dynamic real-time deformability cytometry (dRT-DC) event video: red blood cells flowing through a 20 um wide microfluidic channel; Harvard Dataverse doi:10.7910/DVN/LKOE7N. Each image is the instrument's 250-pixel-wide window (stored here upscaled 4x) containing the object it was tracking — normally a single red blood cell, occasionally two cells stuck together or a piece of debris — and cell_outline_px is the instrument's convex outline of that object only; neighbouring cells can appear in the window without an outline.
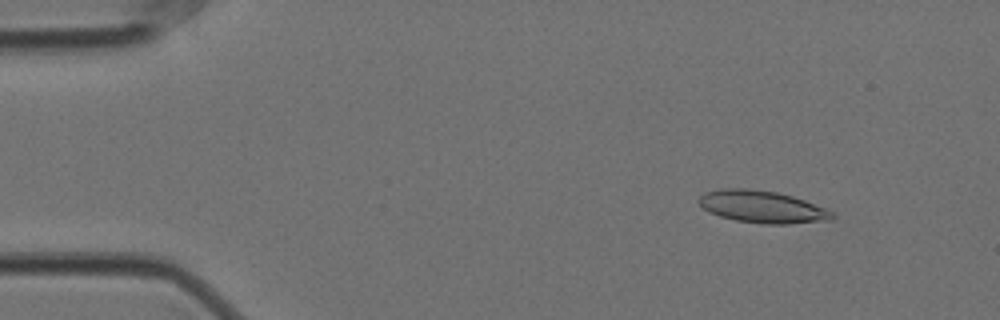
{"species": "Egyptian fruit bat (a non-hibernating species)", "species_latin": "Rousettus aegyptiacus", "temperature_condition": "cold", "stored_images_in_passage": 57, "camera_frame_rate_fps": 3000, "um_per_image_px": 0.085, "animal": {"sex": "female"}, "frame": {"image": 1, "passage_image": 7, "time_ms": 2.0, "image_size_px": [1000, 320], "cell_outline_px": [[836, 216], [832, 220], [788, 224], [764, 224], [736, 220], [720, 216], [708, 212], [696, 200], [704, 192], [720, 188], [748, 188], [776, 192], [792, 196], [804, 200], [824, 208], [832, 212]], "centroid_in_image_um": [64.76, 17.57], "position_along_channel_um": 20.2, "area_um2": 25.09}}
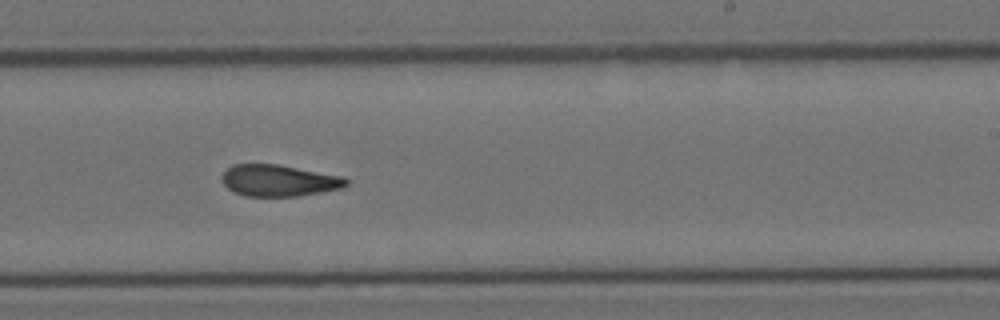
{"frame": {"image": 2, "passage_image": 35, "time_ms": 11.333, "image_size_px": [1000, 320], "cell_outline_px": [[348, 184], [344, 188], [296, 196], [244, 196], [228, 188], [224, 184], [220, 176], [232, 164], [276, 164], [344, 176], [348, 180]], "centroid_in_image_um": [23.72, 15.34], "position_along_channel_um": 265.3, "area_um2": 22.83}}
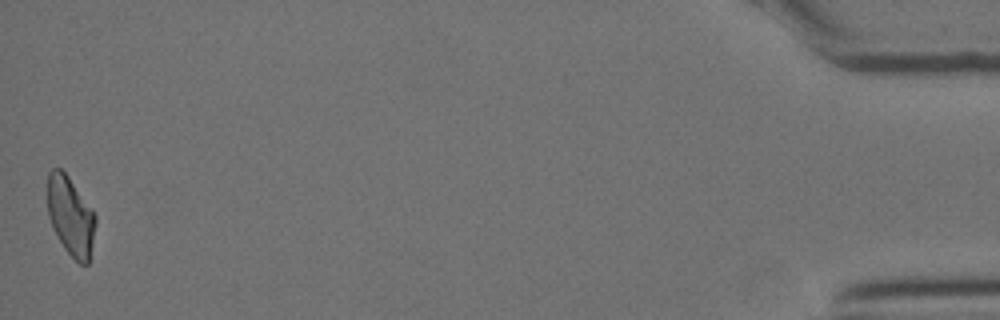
{"frame": {"image": 3, "passage_image": 57, "time_ms": 18.667, "image_size_px": [1000, 320], "cell_outline_px": [[96, 224], [88, 264], [80, 264], [64, 248], [52, 228], [48, 216], [48, 172], [52, 168], [60, 168], [68, 176], [96, 216]], "centroid_in_image_um": [5.98, 18.37], "position_along_channel_um": 429.2, "area_um2": 21.79}, "authors_computed_cell_mechanics": {"area_um2": 23.5246, "velocity_mm_per_s": 3.5293, "shape_relaxation_time_tau1_ms": null, "shape_relaxation_time_tau2_ms": 4.7634, "deformation_change_tau1": null, "deformation_change_tau2": 0.1245}}